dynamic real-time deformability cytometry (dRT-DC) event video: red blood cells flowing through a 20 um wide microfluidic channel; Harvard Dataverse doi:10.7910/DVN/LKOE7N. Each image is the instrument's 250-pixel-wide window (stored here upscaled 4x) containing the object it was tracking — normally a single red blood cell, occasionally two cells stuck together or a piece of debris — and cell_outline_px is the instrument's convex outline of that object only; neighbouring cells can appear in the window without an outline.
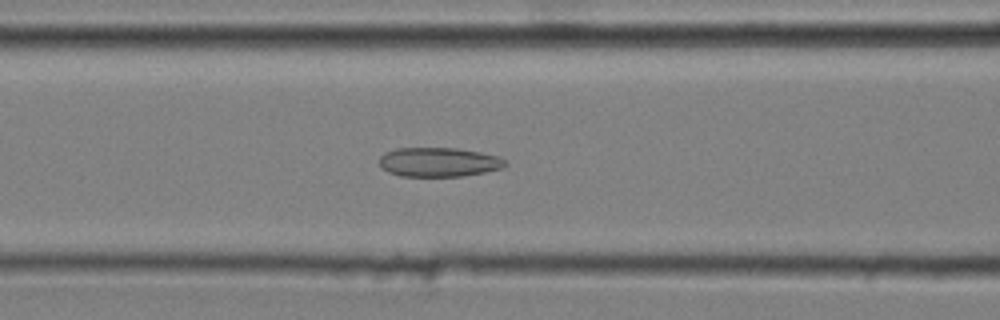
{"species": "common noctule bat (a hibernating species)", "species_latin": "Nyctalus noctula", "temperature_condition": "cold", "stored_images_in_passage": 51, "camera_frame_rate_fps": 3000, "um_per_image_px": 0.085, "animal": {"sex": "male", "body_mass_g": 20.4}, "frame": {"image": 1, "passage_image": 21, "time_ms": 6.667, "image_size_px": [1000, 320], "cell_outline_px": [[508, 164], [500, 168], [484, 172], [464, 176], [400, 176], [388, 172], [380, 168], [380, 156], [384, 152], [396, 148], [456, 148], [480, 152], [496, 156], [504, 160]], "centroid_in_image_um": [37.24, 13.78], "position_along_channel_um": 129.4, "area_um2": 21.44}}
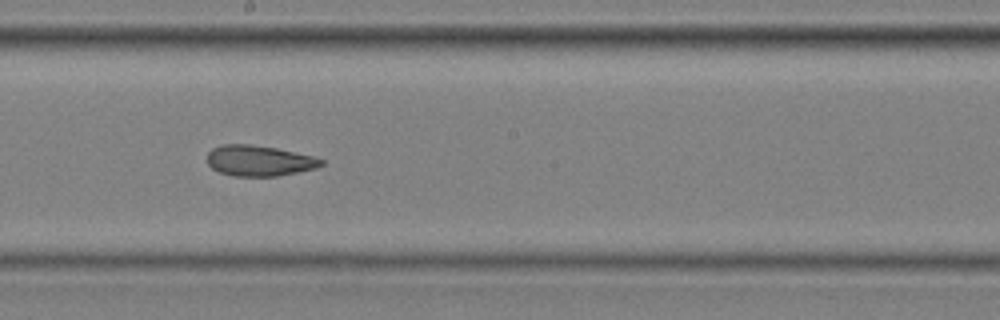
{"frame": {"image": 2, "passage_image": 29, "time_ms": 9.333, "image_size_px": [1000, 320], "cell_outline_px": [[324, 164], [316, 168], [276, 176], [232, 176], [220, 172], [212, 168], [208, 164], [208, 152], [212, 148], [224, 144], [252, 144], [276, 148], [316, 156], [324, 160]], "centroid_in_image_um": [22.05, 13.65], "position_along_channel_um": 226.2, "area_um2": 20.46}}
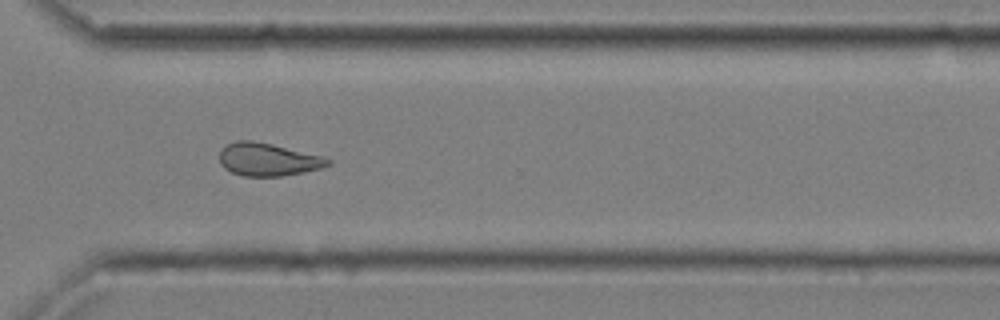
{"frame": {"image": 3, "passage_image": 39, "time_ms": 12.667, "image_size_px": [1000, 320], "cell_outline_px": [[332, 164], [320, 168], [304, 172], [280, 176], [244, 176], [232, 172], [224, 168], [220, 164], [220, 148], [236, 140], [252, 140], [272, 144], [324, 156], [332, 160]], "centroid_in_image_um": [22.78, 13.55], "position_along_channel_um": 347.8, "area_um2": 20.87}, "authors_computed_cell_mechanics": {"area_um2": 21.4438, "velocity_mm_per_s": 3.6392, "shape_relaxation_time_tau1_ms": null, "shape_relaxation_time_tau2_ms": 3.1925, "deformation_change_tau1": null, "deformation_change_tau2": 0.1062}}